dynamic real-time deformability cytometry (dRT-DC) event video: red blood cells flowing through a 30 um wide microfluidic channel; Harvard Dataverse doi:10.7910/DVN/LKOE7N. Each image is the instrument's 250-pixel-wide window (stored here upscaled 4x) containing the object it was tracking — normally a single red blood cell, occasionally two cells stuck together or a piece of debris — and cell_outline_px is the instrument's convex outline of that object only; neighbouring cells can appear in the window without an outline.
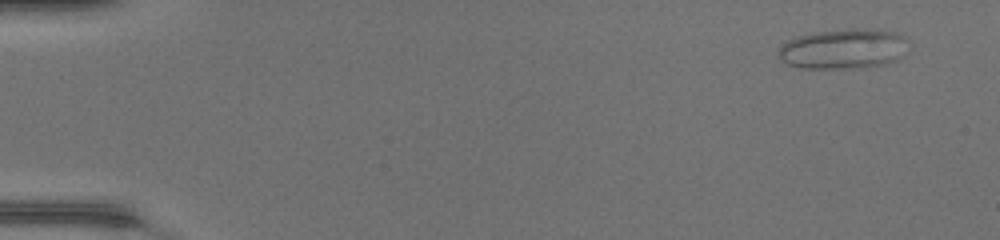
{"species": "common noctule bat (a hibernating species)", "species_latin": "Nyctalus noctula", "temperature_condition": "warm", "stored_images_in_passage": 46, "camera_frame_rate_fps": 3000, "um_per_image_px": 0.085, "animal": {"sex": "female", "body_mass_g": 17.0, "forearm_length_mm": 48.0}, "frame": {"image": 1, "passage_image": 1, "time_ms": 0.0, "image_size_px": [1000, 240], "cell_outline_px": [[912, 44], [904, 56], [888, 64], [860, 68], [800, 68], [788, 64], [780, 60], [776, 52], [780, 44], [796, 36], [812, 32], [848, 28], [856, 28], [892, 32], [908, 36]], "centroid_in_image_um": [71.73, 4.15], "position_along_channel_um": 13.3, "area_um2": 31.33}}
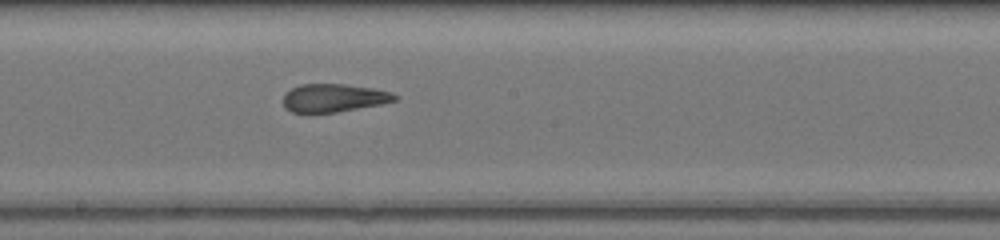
{"frame": {"image": 2, "passage_image": 25, "time_ms": 8.0, "image_size_px": [1000, 240], "cell_outline_px": [[400, 96], [396, 100], [380, 104], [336, 112], [292, 112], [284, 108], [284, 92], [300, 84], [344, 84], [372, 88], [392, 92]], "centroid_in_image_um": [28.37, 8.31], "position_along_channel_um": 219.8, "area_um2": 18.21}}
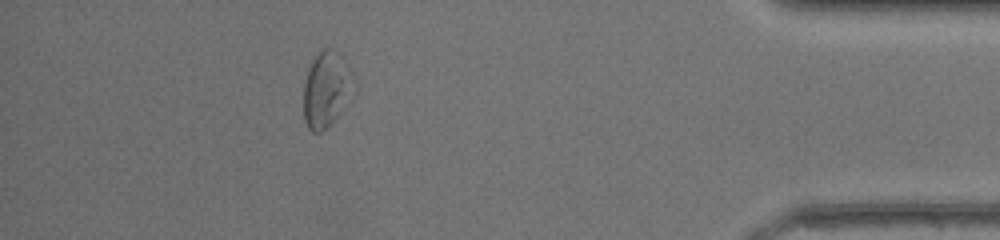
{"frame": {"image": 3, "passage_image": 41, "time_ms": 13.333, "image_size_px": [1000, 240], "cell_outline_px": [[356, 92], [328, 128], [320, 132], [312, 132], [308, 128], [304, 120], [304, 84], [312, 60], [320, 48], [332, 48], [340, 56], [356, 80]], "centroid_in_image_um": [27.77, 7.62], "position_along_channel_um": 407.4, "area_um2": 22.43}, "authors_computed_cell_mechanics": {"area_um2": 21.2704, "velocity_mm_per_s": 4.3837, "shape_relaxation_time_tau1_ms": null, "shape_relaxation_time_tau2_ms": 1.4336, "deformation_change_tau1": null, "deformation_change_tau2": 0.0744}}